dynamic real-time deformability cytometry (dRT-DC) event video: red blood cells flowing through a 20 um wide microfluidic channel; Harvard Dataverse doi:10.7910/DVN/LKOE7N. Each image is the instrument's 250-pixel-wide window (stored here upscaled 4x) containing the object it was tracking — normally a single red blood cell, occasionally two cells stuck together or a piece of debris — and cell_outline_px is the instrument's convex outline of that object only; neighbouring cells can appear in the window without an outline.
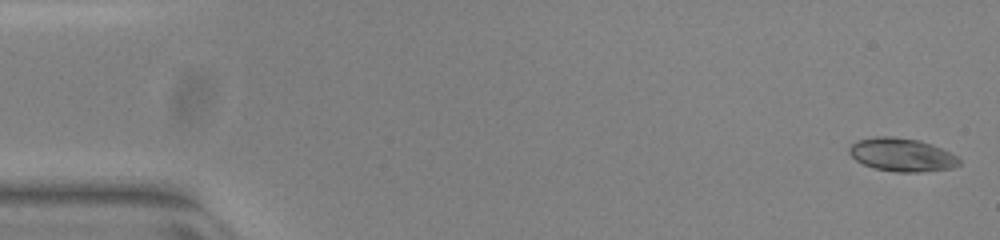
{"species": "common noctule bat (a hibernating species)", "species_latin": "Nyctalus noctula", "temperature_condition": "warm", "stored_images_in_passage": 53, "segment_of_instrument_passage": [1, 2], "camera_frame_rate_fps": 3000, "um_per_image_px": 0.085, "animal": {"sex": "female", "body_mass_g": 23.0, "forearm_length_mm": 53.4}, "frame": {"image": 1, "passage_image": 1, "time_ms": 0.0, "image_size_px": [1000, 240], "cell_outline_px": [[960, 164], [952, 168], [916, 172], [896, 172], [876, 168], [864, 164], [856, 160], [848, 152], [848, 148], [856, 140], [876, 136], [892, 136], [920, 140], [932, 144], [956, 156], [960, 160]], "centroid_in_image_um": [76.63, 13.14], "position_along_channel_um": 8.4, "area_um2": 21.21}}
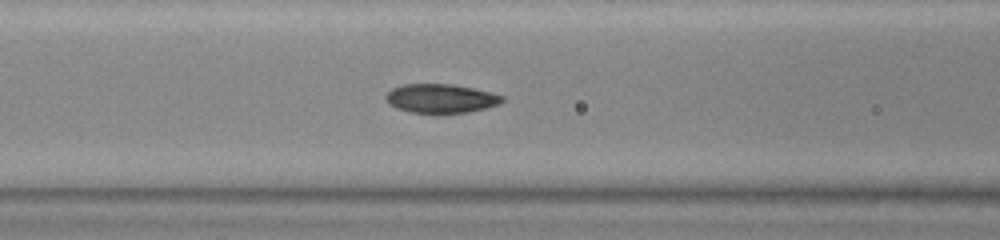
{"frame": {"image": 2, "passage_image": 21, "time_ms": 6.667, "image_size_px": [1000, 240], "cell_outline_px": [[504, 100], [500, 104], [468, 112], [412, 112], [396, 108], [388, 104], [384, 96], [392, 88], [404, 84], [452, 84], [472, 88], [504, 96]], "centroid_in_image_um": [37.44, 8.36], "position_along_channel_um": 129.2, "area_um2": 19.36}}
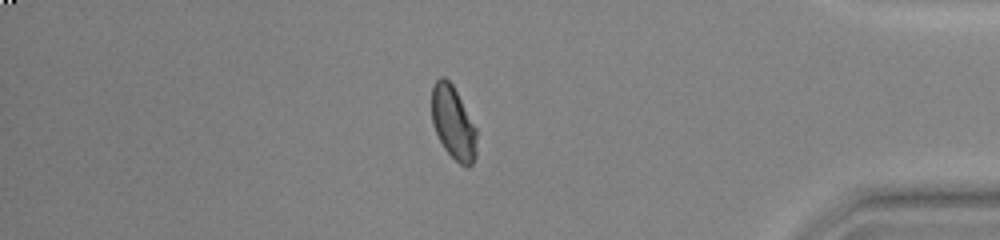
{"frame": {"image": 3, "passage_image": 44, "time_ms": 14.333, "image_size_px": [1000, 240], "cell_outline_px": [[476, 156], [472, 164], [468, 168], [464, 168], [444, 148], [432, 124], [432, 88], [436, 80], [440, 76], [444, 76], [452, 84], [476, 128]], "centroid_in_image_um": [38.52, 10.46], "position_along_channel_um": 396.7, "area_um2": 19.02}}